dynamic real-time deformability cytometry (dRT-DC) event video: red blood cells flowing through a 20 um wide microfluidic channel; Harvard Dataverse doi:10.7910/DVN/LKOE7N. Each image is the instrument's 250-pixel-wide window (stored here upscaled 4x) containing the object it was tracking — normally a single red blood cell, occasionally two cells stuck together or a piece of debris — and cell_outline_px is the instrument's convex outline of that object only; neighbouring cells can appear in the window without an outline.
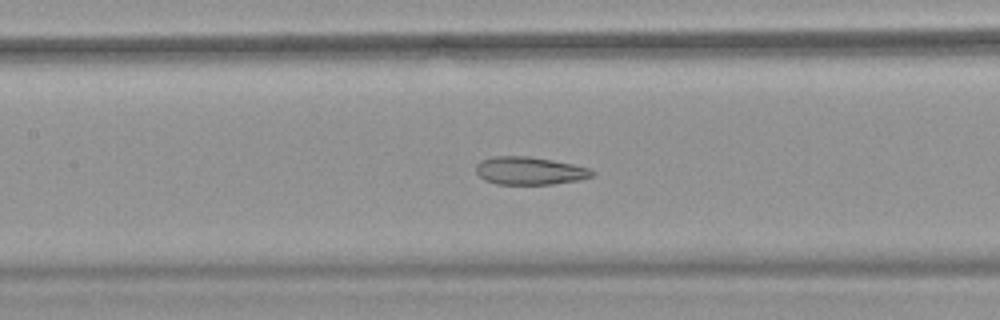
{"species": "common noctule bat (a hibernating species)", "species_latin": "Nyctalus noctula", "temperature_condition": "warm", "stored_images_in_passage": 30, "camera_frame_rate_fps": 3000, "um_per_image_px": 0.085, "animal": {"sex": "female", "body_mass_g": 18.4}, "frame": {"image": 1, "passage_image": 9, "time_ms": 2.667, "image_size_px": [1000, 320], "cell_outline_px": [[596, 172], [592, 176], [580, 180], [552, 184], [496, 184], [484, 180], [476, 172], [476, 164], [480, 160], [492, 156], [528, 156], [552, 160], [572, 164], [588, 168]], "centroid_in_image_um": [44.99, 14.51], "position_along_channel_um": 162.4, "area_um2": 18.9}}
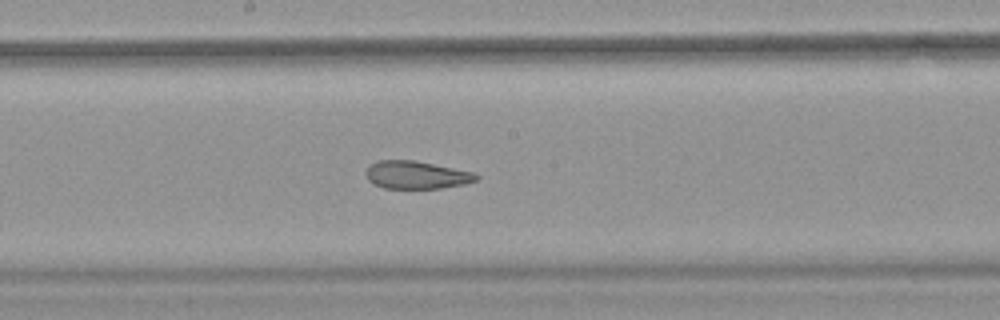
{"frame": {"image": 2, "passage_image": 13, "time_ms": 4.0, "image_size_px": [1000, 320], "cell_outline_px": [[480, 176], [476, 180], [464, 184], [440, 188], [384, 188], [372, 184], [368, 180], [364, 172], [372, 164], [380, 160], [412, 160], [472, 172]], "centroid_in_image_um": [35.35, 14.88], "position_along_channel_um": 212.9, "area_um2": 17.63}}
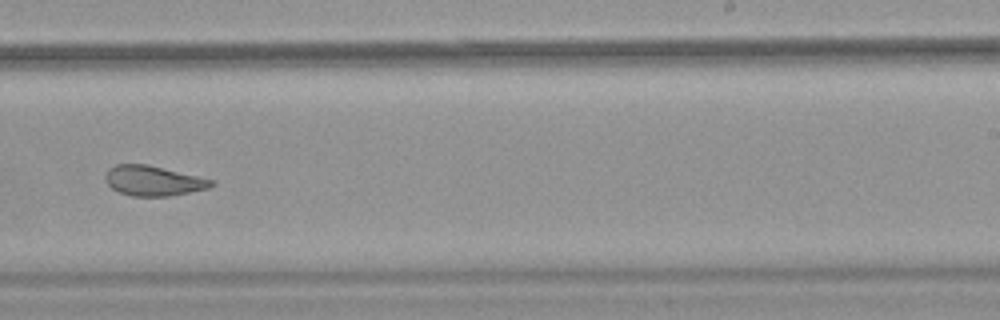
{"frame": {"image": 3, "passage_image": 18, "time_ms": 5.667, "image_size_px": [1000, 320], "cell_outline_px": [[216, 184], [208, 188], [168, 196], [132, 196], [120, 192], [112, 188], [108, 184], [104, 176], [108, 168], [116, 164], [148, 164], [212, 180]], "centroid_in_image_um": [12.99, 15.36], "position_along_channel_um": 276.0, "area_um2": 18.32}, "authors_computed_cell_mechanics": {"area_um2": 19.363, "velocity_mm_per_s": 3.8088, "shape_relaxation_time_tau1_ms": null, "shape_relaxation_time_tau2_ms": 1.8755, "deformation_change_tau1": null, "deformation_change_tau2": 0.0927}}